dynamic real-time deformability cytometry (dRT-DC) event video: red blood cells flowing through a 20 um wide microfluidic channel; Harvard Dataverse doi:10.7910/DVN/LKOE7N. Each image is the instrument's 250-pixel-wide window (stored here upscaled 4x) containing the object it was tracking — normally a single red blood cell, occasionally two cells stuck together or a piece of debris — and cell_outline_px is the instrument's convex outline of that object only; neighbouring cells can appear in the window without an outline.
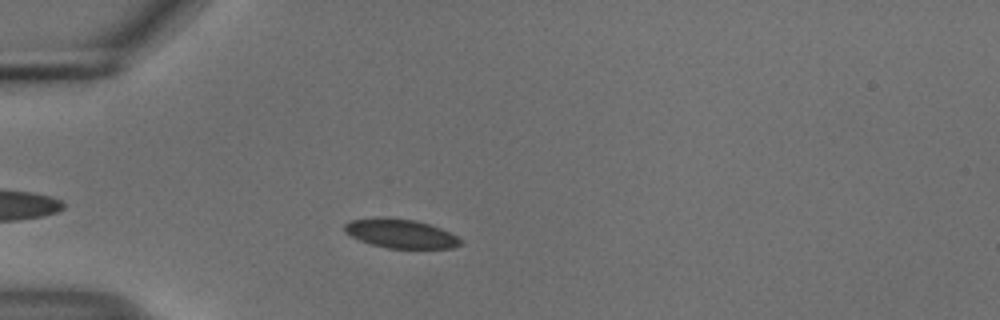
{"species": "common noctule bat (a hibernating species)", "species_latin": "Nyctalus noctula", "temperature_condition": "cold", "stored_images_in_passage": 41, "camera_frame_rate_fps": 3000, "um_per_image_px": 0.085, "animal": {"sex": "male", "body_mass_g": 18.8}, "frame": {"image": 1, "passage_image": 2, "time_ms": 0.333, "image_size_px": [1000, 320], "cell_outline_px": [[460, 244], [452, 248], [388, 248], [372, 244], [360, 240], [344, 232], [344, 224], [352, 220], [416, 220], [440, 228], [456, 236], [460, 240]], "centroid_in_image_um": [34.08, 19.9], "position_along_channel_um": 50.9, "area_um2": 18.5}}
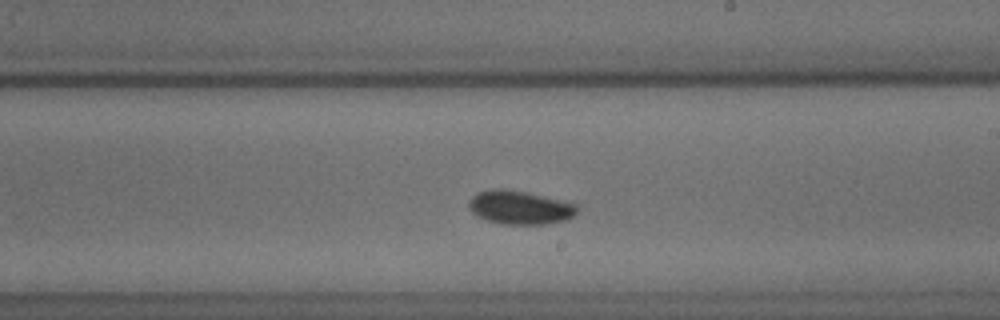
{"frame": {"image": 2, "passage_image": 19, "time_ms": 6.0, "image_size_px": [1000, 320], "cell_outline_px": [[580, 208], [572, 216], [564, 220], [544, 224], [500, 224], [488, 220], [472, 212], [468, 208], [468, 200], [476, 192], [492, 188], [504, 188], [524, 192], [560, 200], [576, 204]], "centroid_in_image_um": [44.14, 17.62], "position_along_channel_um": 244.9, "area_um2": 21.1}}
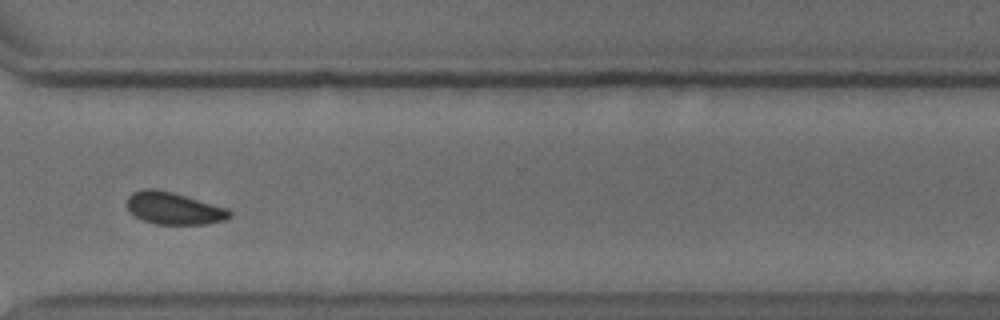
{"frame": {"image": 3, "passage_image": 28, "time_ms": 9.0, "image_size_px": [1000, 320], "cell_outline_px": [[232, 216], [224, 220], [204, 224], [156, 224], [144, 220], [136, 216], [128, 208], [128, 196], [132, 192], [144, 188], [156, 188], [172, 192], [228, 208], [232, 212]], "centroid_in_image_um": [14.79, 17.69], "position_along_channel_um": 355.8, "area_um2": 19.13}}